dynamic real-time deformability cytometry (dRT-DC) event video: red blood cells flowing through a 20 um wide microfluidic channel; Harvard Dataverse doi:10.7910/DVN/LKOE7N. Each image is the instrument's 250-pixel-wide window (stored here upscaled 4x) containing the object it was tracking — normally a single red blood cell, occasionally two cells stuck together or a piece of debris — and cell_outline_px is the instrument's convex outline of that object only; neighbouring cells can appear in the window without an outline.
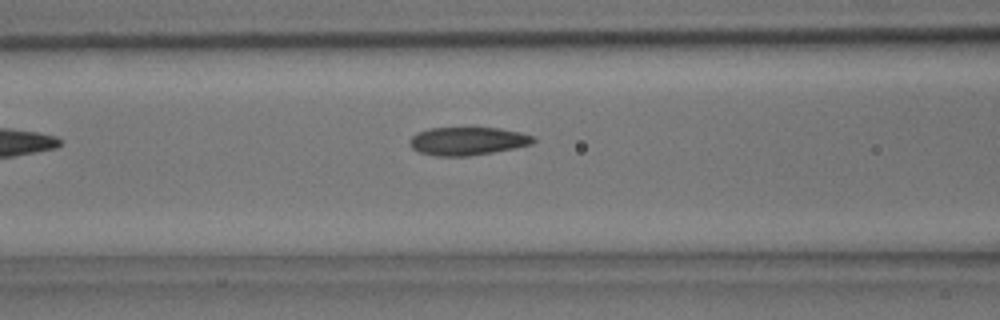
{"species": "common noctule bat (a hibernating species)", "species_latin": "Nyctalus noctula", "temperature_condition": "room temperature", "stored_images_in_passage": 5, "camera_frame_rate_fps": 3000, "um_per_image_px": 0.085, "animal": {"sex": "male", "body_mass_g": 15.6}, "frame": {"image": 1, "passage_image": 5, "time_ms": 1.333, "image_size_px": [1000, 320], "cell_outline_px": [[536, 140], [532, 144], [516, 148], [468, 156], [436, 156], [420, 152], [412, 148], [408, 144], [408, 140], [416, 132], [428, 128], [500, 128], [520, 132], [532, 136]], "centroid_in_image_um": [39.71, 11.99], "position_along_channel_um": 126.9, "area_um2": 20.35}}